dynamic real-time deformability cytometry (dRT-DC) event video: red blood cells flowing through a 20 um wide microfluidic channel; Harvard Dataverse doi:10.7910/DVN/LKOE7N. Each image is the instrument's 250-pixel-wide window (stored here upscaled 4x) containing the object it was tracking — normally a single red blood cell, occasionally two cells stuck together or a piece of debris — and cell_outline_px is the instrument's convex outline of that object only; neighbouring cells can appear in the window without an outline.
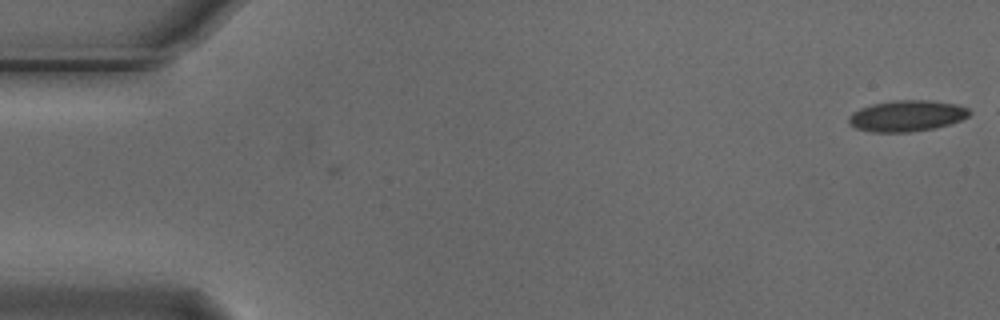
{"species": "Egyptian fruit bat (a non-hibernating species)", "species_latin": "Rousettus aegyptiacus", "temperature_condition": "cold", "stored_images_in_passage": 6, "camera_frame_rate_fps": 3000, "um_per_image_px": 0.085, "animal": {"sex": "male"}, "frame": {"image": 1, "passage_image": 6, "time_ms": 1.667, "image_size_px": [1000, 320], "cell_outline_px": [[972, 112], [968, 116], [960, 120], [948, 124], [932, 128], [908, 132], [872, 132], [856, 128], [848, 124], [848, 116], [852, 112], [860, 108], [872, 104], [896, 100], [928, 100], [956, 104], [968, 108]], "centroid_in_image_um": [77.04, 9.84], "position_along_channel_um": 8.0, "area_um2": 21.79}}